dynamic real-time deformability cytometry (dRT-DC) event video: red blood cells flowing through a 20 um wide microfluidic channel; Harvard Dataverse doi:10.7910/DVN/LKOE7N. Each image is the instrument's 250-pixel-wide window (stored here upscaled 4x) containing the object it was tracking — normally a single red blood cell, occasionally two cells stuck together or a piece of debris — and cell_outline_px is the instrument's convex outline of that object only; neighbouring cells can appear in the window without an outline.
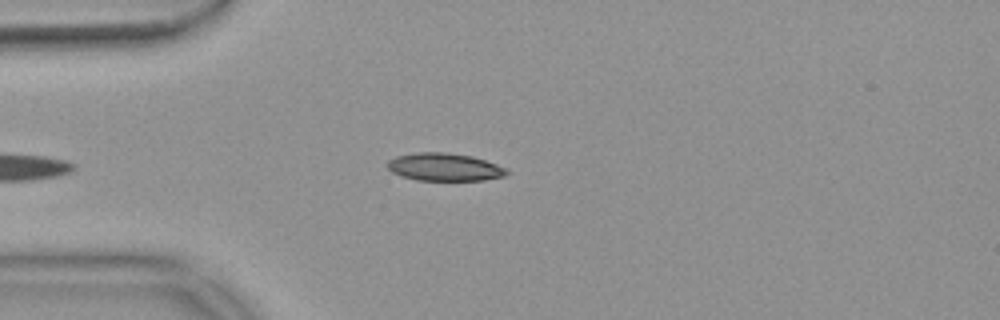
{"species": "common noctule bat (a hibernating species)", "species_latin": "Nyctalus noctula", "temperature_condition": "warm", "stored_images_in_passage": 40, "camera_frame_rate_fps": 3000, "um_per_image_px": 0.085, "animal": {"sex": "female", "body_mass_g": 18.4}, "frame": {"image": 1, "passage_image": 2, "time_ms": 0.333, "image_size_px": [1000, 320], "cell_outline_px": [[512, 172], [504, 176], [484, 180], [416, 180], [400, 176], [392, 172], [388, 168], [388, 160], [396, 156], [420, 152], [444, 152], [472, 156], [508, 168]], "centroid_in_image_um": [37.81, 14.2], "position_along_channel_um": 47.2, "area_um2": 19.36}}
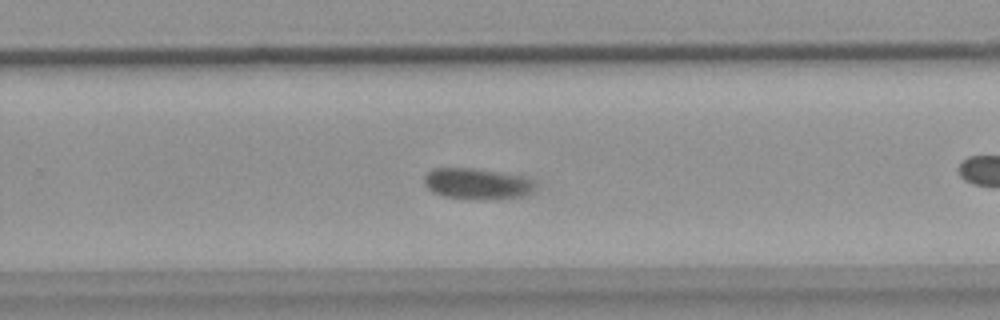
{"frame": {"image": 2, "passage_image": 19, "time_ms": 6.0, "image_size_px": [1000, 320], "cell_outline_px": [[536, 188], [524, 196], [488, 200], [476, 200], [444, 196], [432, 192], [424, 184], [424, 176], [432, 168], [476, 168], [500, 172], [532, 180], [536, 184]], "centroid_in_image_um": [40.52, 15.63], "position_along_channel_um": 289.3, "area_um2": 20.17}}
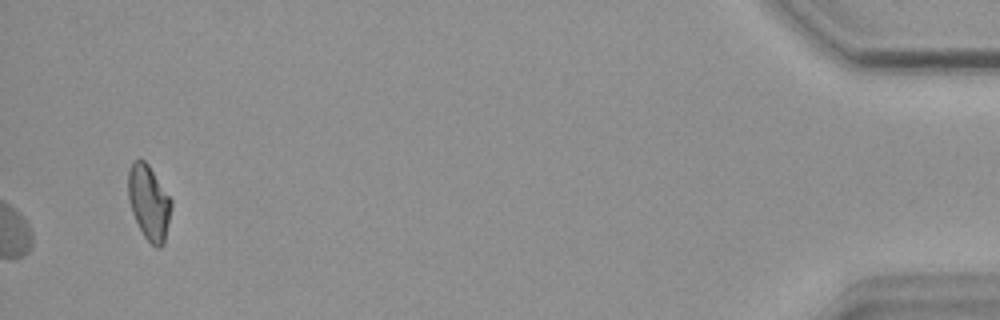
{"frame": {"image": 3, "passage_image": 40, "time_ms": 13.0, "image_size_px": [1000, 320], "cell_outline_px": [[172, 204], [164, 244], [160, 248], [156, 248], [144, 236], [132, 212], [128, 200], [128, 172], [132, 164], [136, 160], [144, 160], [148, 164], [172, 200]], "centroid_in_image_um": [12.66, 17.22], "position_along_channel_um": 422.5, "area_um2": 18.55}, "authors_computed_cell_mechanics": {"area_um2": 19.7965, "velocity_mm_per_s": 3.7029, "shape_relaxation_time_tau1_ms": 2.7862, "shape_relaxation_time_tau2_ms": 1.1038, "deformation_change_tau1": 0.0882, "deformation_change_tau2": 0.0364}}